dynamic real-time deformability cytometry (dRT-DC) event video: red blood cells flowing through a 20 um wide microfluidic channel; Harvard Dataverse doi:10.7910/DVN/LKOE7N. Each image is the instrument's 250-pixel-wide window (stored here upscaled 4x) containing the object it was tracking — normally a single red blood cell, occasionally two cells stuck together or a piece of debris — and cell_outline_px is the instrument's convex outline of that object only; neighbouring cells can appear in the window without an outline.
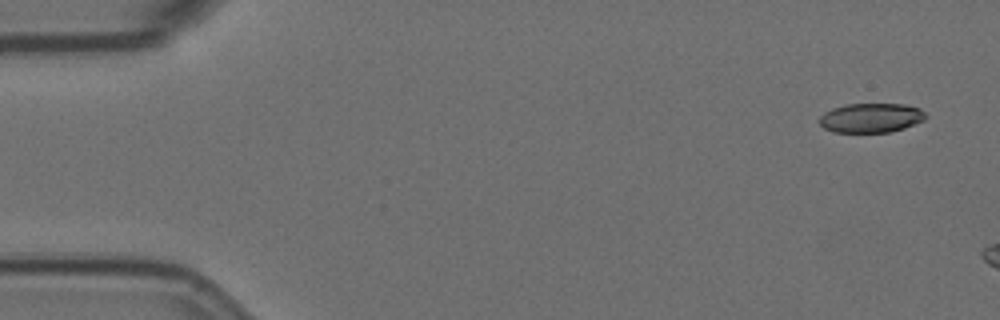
{"species": "Egyptian fruit bat (a non-hibernating species)", "species_latin": "Rousettus aegyptiacus", "temperature_condition": "room temperature", "stored_images_in_passage": 3, "camera_frame_rate_fps": 3000, "um_per_image_px": 0.085, "animal": {"sex": "female"}, "frame": {"image": 1, "passage_image": 1, "time_ms": 0.0, "image_size_px": [1000, 320], "cell_outline_px": [[928, 116], [924, 120], [904, 128], [888, 132], [832, 132], [824, 128], [820, 124], [820, 116], [824, 112], [832, 108], [848, 104], [904, 104], [920, 108]], "centroid_in_image_um": [74.04, 10.01], "position_along_channel_um": 11.0, "area_um2": 18.21}}